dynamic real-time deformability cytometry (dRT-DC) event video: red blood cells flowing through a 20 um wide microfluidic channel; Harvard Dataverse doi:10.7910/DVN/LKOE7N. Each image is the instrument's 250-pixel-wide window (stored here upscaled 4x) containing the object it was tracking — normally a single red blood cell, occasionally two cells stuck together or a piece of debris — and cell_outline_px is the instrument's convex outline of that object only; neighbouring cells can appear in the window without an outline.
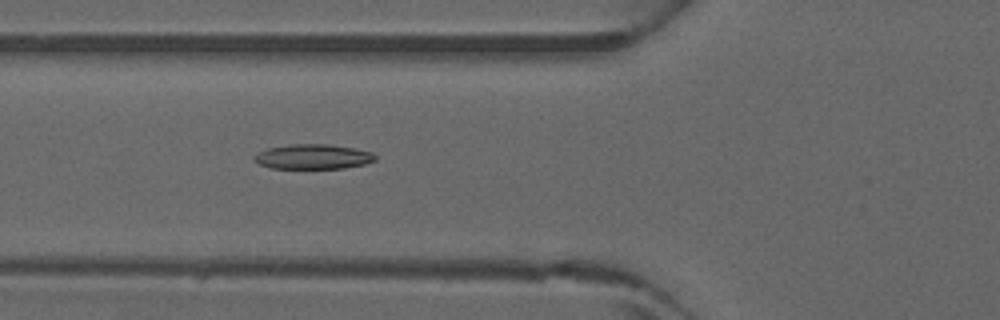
{"species": "common noctule bat (a hibernating species)", "species_latin": "Nyctalus noctula", "temperature_condition": "warm", "stored_images_in_passage": 4, "camera_frame_rate_fps": 3000, "um_per_image_px": 0.085, "animal": {"sex": "male", "forearm_length_mm": 52.5}, "frame": {"image": 1, "passage_image": 4, "time_ms": 1.0, "image_size_px": [1000, 320], "cell_outline_px": [[376, 160], [364, 164], [344, 168], [272, 168], [260, 164], [252, 160], [252, 156], [268, 148], [292, 144], [328, 144], [356, 148], [372, 152], [376, 156]], "centroid_in_image_um": [26.62, 13.31], "position_along_channel_um": 99.2, "area_um2": 17.51}}